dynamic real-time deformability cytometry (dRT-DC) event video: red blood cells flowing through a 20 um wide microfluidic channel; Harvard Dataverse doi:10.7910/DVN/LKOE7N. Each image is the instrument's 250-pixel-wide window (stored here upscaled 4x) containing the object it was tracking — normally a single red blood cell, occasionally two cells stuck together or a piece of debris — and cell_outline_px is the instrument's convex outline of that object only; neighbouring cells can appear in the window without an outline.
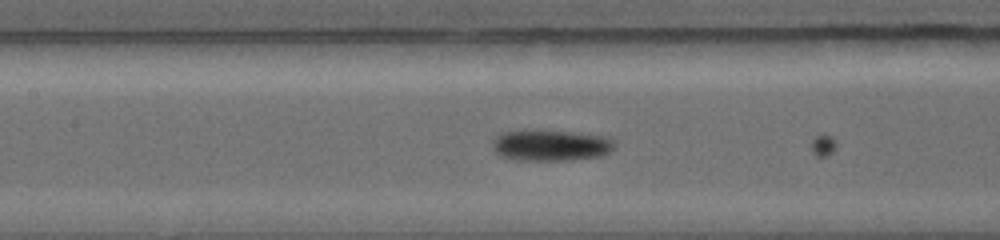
{"species": "common noctule bat (a hibernating species)", "species_latin": "Nyctalus noctula", "temperature_condition": "warm", "stored_images_in_passage": 37, "camera_frame_rate_fps": 5000, "um_per_image_px": 0.085, "animal": {"sex": "female", "body_mass_g": 19.0, "forearm_length_mm": 56.7}, "frame": {"image": 1, "passage_image": 17, "time_ms": 3.6, "image_size_px": [1000, 240], "cell_outline_px": [[604, 148], [596, 152], [584, 156], [520, 156], [508, 152], [500, 148], [500, 140], [504, 136], [516, 132], [548, 132], [596, 140], [604, 144]], "centroid_in_image_um": [46.63, 12.3], "position_along_channel_um": 160.8, "area_um2": 14.68}}
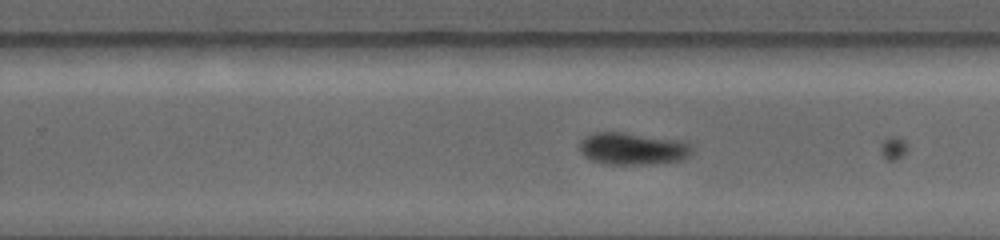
{"frame": {"image": 2, "passage_image": 29, "time_ms": 6.2, "image_size_px": [1000, 240], "cell_outline_px": [[684, 152], [680, 156], [668, 160], [624, 164], [620, 164], [600, 160], [588, 156], [584, 152], [584, 144], [588, 136], [600, 132], [612, 132], [676, 144], [684, 148]], "centroid_in_image_um": [53.48, 12.64], "position_along_channel_um": 276.3, "area_um2": 16.59}}
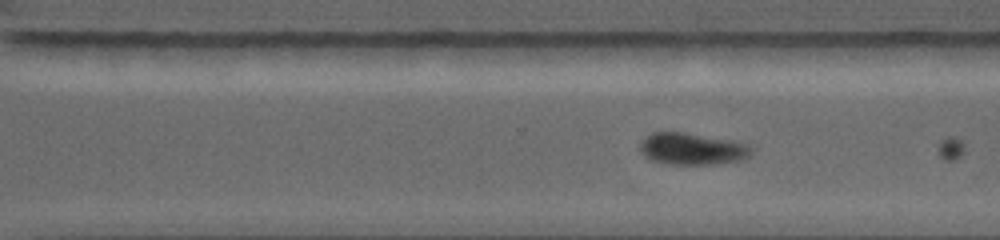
{"frame": {"image": 3, "passage_image": 33, "time_ms": 7.0, "image_size_px": [1000, 240], "cell_outline_px": [[744, 152], [740, 156], [728, 160], [704, 164], [672, 164], [656, 160], [648, 156], [644, 152], [644, 140], [648, 136], [656, 132], [680, 132], [736, 144], [744, 148]], "centroid_in_image_um": [58.56, 12.65], "position_along_channel_um": 312.0, "area_um2": 17.57}}